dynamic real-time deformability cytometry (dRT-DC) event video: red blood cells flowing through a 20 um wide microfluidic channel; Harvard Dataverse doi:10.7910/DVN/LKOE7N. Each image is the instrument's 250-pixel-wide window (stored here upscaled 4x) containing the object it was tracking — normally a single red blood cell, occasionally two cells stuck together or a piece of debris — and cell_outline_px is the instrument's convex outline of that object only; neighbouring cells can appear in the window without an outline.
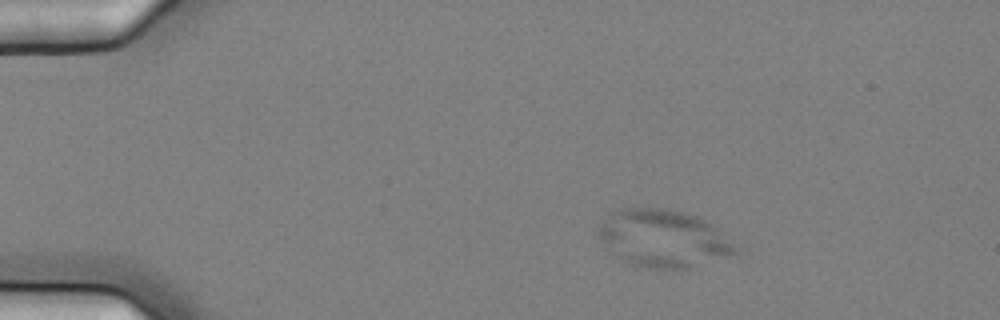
{"species": "common noctule bat (a hibernating species)", "species_latin": "Nyctalus noctula", "temperature_condition": "cold", "stored_images_in_passage": 5, "camera_frame_rate_fps": 3000, "um_per_image_px": 0.085, "animal": {"sex": "female", "body_mass_g": 25.1}, "frame": {"image": 1, "passage_image": 3, "time_ms": 0.667, "image_size_px": [1000, 320], "cell_outline_px": [[740, 248], [736, 252], [680, 272], [648, 268], [628, 264], [612, 252], [596, 232], [600, 224], [612, 212], [620, 208], [668, 208], [696, 216], [712, 224]], "centroid_in_image_um": [56.39, 20.3], "position_along_channel_um": 28.6, "area_um2": 46.07}}